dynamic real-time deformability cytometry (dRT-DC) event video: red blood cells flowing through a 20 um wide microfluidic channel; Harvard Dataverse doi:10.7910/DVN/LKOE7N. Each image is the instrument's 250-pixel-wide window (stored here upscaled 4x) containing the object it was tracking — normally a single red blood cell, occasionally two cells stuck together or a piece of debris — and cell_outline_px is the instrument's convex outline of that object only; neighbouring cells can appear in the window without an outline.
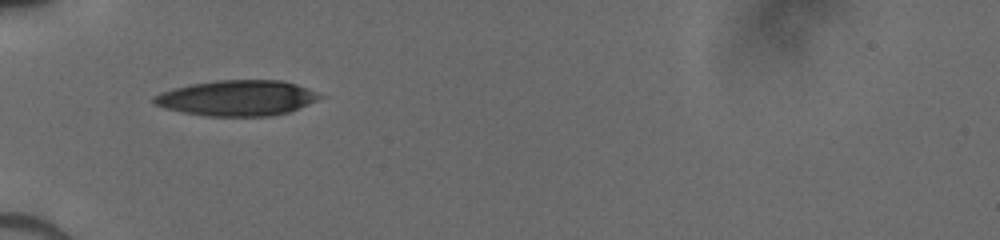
{"species": "human", "species_latin": "Homo sapiens", "temperature_condition": "cold", "stored_images_in_passage": 33, "camera_frame_rate_fps": 3000, "um_per_image_px": 0.085, "donor": {"sex": "male"}, "frame": {"image": 1, "passage_image": 1, "time_ms": 0.0, "image_size_px": [1000, 240], "cell_outline_px": [[324, 96], [308, 104], [288, 112], [268, 116], [208, 116], [184, 112], [164, 108], [156, 104], [152, 100], [152, 96], [160, 92], [172, 88], [192, 84], [216, 80], [280, 80], [296, 84], [308, 88]], "centroid_in_image_um": [20.13, 8.32], "position_along_channel_um": 64.9, "area_um2": 34.22}}
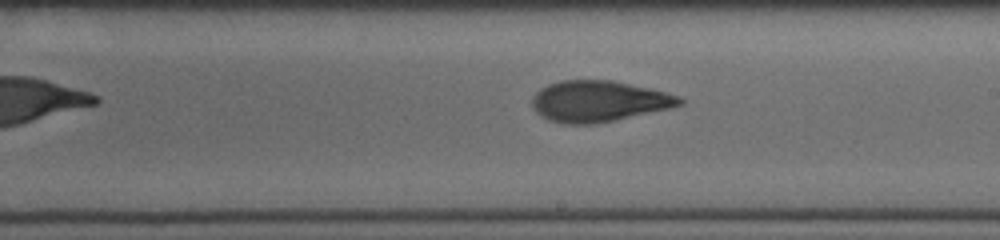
{"frame": {"image": 2, "passage_image": 14, "time_ms": 4.333, "image_size_px": [1000, 240], "cell_outline_px": [[684, 104], [668, 108], [596, 124], [564, 124], [548, 120], [540, 116], [532, 108], [532, 96], [540, 88], [548, 84], [560, 80], [612, 80], [648, 88], [680, 96], [684, 100]], "centroid_in_image_um": [50.83, 8.61], "position_along_channel_um": 238.2, "area_um2": 35.26}}
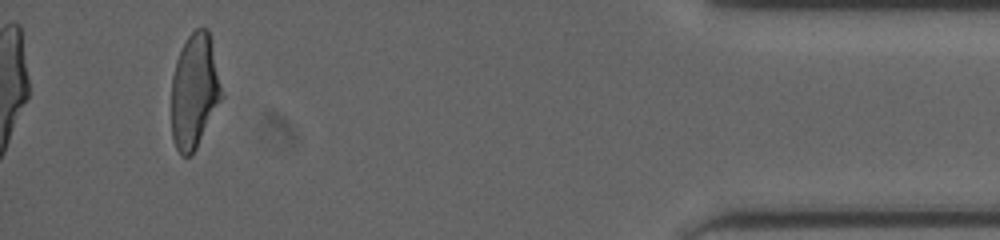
{"frame": {"image": 3, "passage_image": 31, "time_ms": 10.0, "image_size_px": [1000, 240], "cell_outline_px": [[224, 96], [192, 156], [184, 156], [176, 148], [172, 136], [172, 76], [176, 60], [188, 36], [196, 28], [208, 28]], "centroid_in_image_um": [16.54, 7.76], "position_along_channel_um": 418.7, "area_um2": 33.47}}